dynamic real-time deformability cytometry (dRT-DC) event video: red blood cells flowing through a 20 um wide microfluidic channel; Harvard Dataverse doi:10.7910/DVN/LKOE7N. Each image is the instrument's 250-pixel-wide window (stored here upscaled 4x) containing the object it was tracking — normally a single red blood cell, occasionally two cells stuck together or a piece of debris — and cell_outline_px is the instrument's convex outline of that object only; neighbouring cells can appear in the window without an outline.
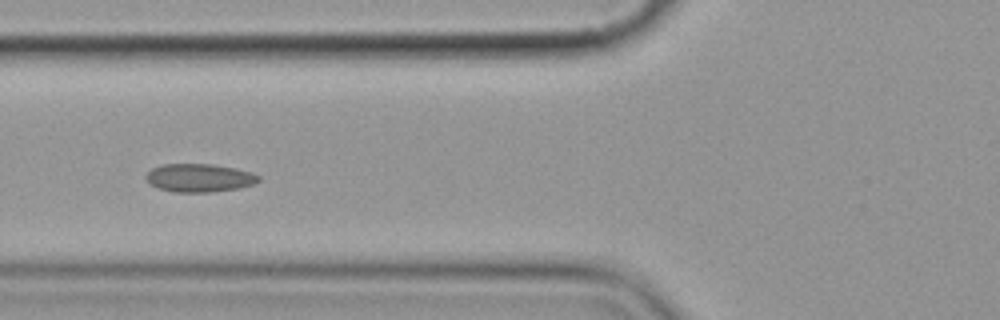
{"species": "common noctule bat (a hibernating species)", "species_latin": "Nyctalus noctula", "temperature_condition": "cold", "stored_images_in_passage": 7, "camera_frame_rate_fps": 3000, "um_per_image_px": 0.085, "animal": {"sex": "female", "body_mass_g": 19.9}, "frame": {"image": 1, "passage_image": 2, "time_ms": 1.333, "image_size_px": [1000, 320], "cell_outline_px": [[260, 180], [252, 184], [240, 188], [208, 192], [172, 192], [148, 184], [144, 176], [152, 168], [164, 164], [212, 164], [236, 168], [252, 172], [260, 176]], "centroid_in_image_um": [16.93, 15.11], "position_along_channel_um": 108.9, "area_um2": 18.61}}
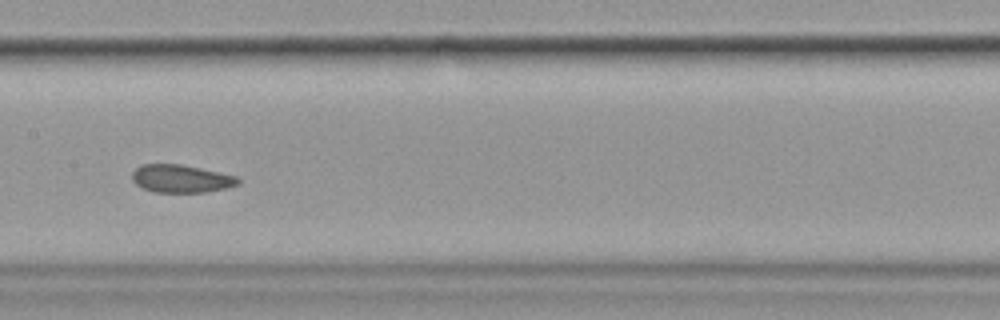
{"frame": {"image": 2, "passage_image": 4, "time_ms": 3.667, "image_size_px": [1000, 320], "cell_outline_px": [[240, 184], [228, 188], [208, 192], [156, 192], [144, 188], [136, 184], [132, 180], [132, 172], [136, 168], [144, 164], [180, 164], [200, 168], [236, 176], [240, 180]], "centroid_in_image_um": [15.42, 15.19], "position_along_channel_um": 192.0, "area_um2": 17.17}}
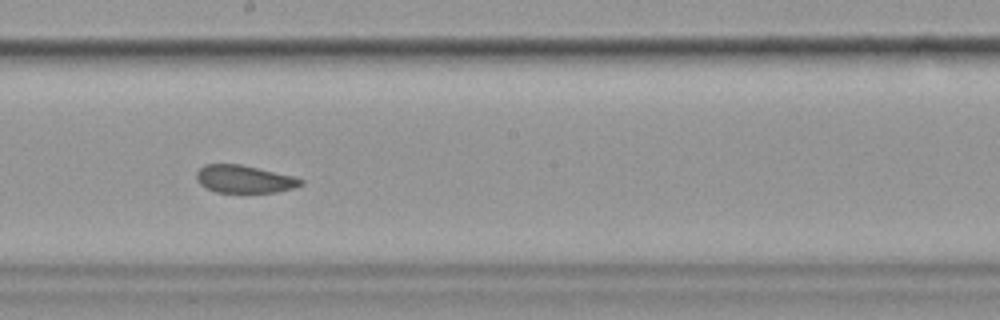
{"frame": {"image": 3, "passage_image": 5, "time_ms": 4.667, "image_size_px": [1000, 320], "cell_outline_px": [[304, 184], [296, 188], [276, 192], [216, 192], [200, 184], [196, 180], [196, 172], [204, 164], [240, 164], [292, 176], [304, 180]], "centroid_in_image_um": [20.77, 15.22], "position_along_channel_um": 227.4, "area_um2": 16.76}}